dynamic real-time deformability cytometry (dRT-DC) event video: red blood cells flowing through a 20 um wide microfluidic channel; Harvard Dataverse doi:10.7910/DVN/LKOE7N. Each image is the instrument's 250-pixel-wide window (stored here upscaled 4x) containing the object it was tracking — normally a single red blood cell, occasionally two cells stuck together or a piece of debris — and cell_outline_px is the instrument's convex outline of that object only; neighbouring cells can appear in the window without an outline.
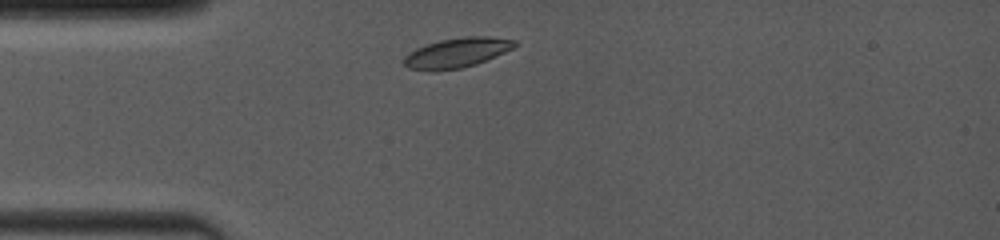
{"species": "common noctule bat (a hibernating species)", "species_latin": "Nyctalus noctula", "temperature_condition": "room temperature", "stored_images_in_passage": 2, "camera_frame_rate_fps": 4000, "um_per_image_px": 0.085, "animal": {"sex": "female", "body_mass_g": 19.0, "forearm_length_mm": 53.3}, "frame": {"image": 1, "passage_image": 1, "time_ms": 0.0, "image_size_px": [1000, 240], "cell_outline_px": [[520, 44], [504, 52], [476, 64], [460, 68], [408, 68], [404, 64], [404, 56], [408, 52], [416, 48], [440, 40], [464, 36], [488, 36], [516, 40]], "centroid_in_image_um": [38.9, 4.43], "position_along_channel_um": 46.1, "area_um2": 18.55}}